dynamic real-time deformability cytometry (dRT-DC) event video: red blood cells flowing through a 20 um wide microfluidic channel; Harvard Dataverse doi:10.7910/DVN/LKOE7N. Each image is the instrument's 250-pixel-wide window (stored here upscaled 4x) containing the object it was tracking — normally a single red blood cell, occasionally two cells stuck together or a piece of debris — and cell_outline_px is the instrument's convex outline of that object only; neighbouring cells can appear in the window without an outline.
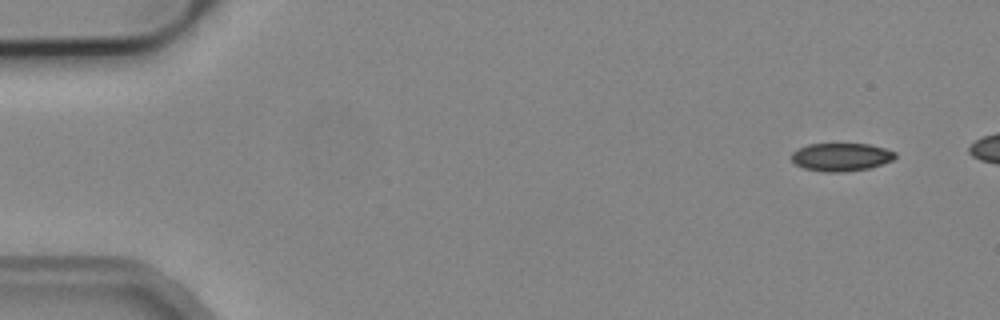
{"species": "common noctule bat (a hibernating species)", "species_latin": "Nyctalus noctula", "temperature_condition": "cold", "stored_images_in_passage": 8, "camera_frame_rate_fps": 3000, "um_per_image_px": 0.085, "animal": {"sex": "male", "body_mass_g": 19.2, "forearm_length_mm": 51.8}, "frame": {"image": 1, "passage_image": 1, "time_ms": 0.0, "image_size_px": [1000, 320], "cell_outline_px": [[896, 156], [892, 160], [868, 168], [844, 172], [824, 172], [804, 168], [796, 164], [792, 160], [792, 152], [808, 144], [868, 144], [884, 148], [896, 152]], "centroid_in_image_um": [71.49, 13.34], "position_along_channel_um": 13.5, "area_um2": 16.76}}